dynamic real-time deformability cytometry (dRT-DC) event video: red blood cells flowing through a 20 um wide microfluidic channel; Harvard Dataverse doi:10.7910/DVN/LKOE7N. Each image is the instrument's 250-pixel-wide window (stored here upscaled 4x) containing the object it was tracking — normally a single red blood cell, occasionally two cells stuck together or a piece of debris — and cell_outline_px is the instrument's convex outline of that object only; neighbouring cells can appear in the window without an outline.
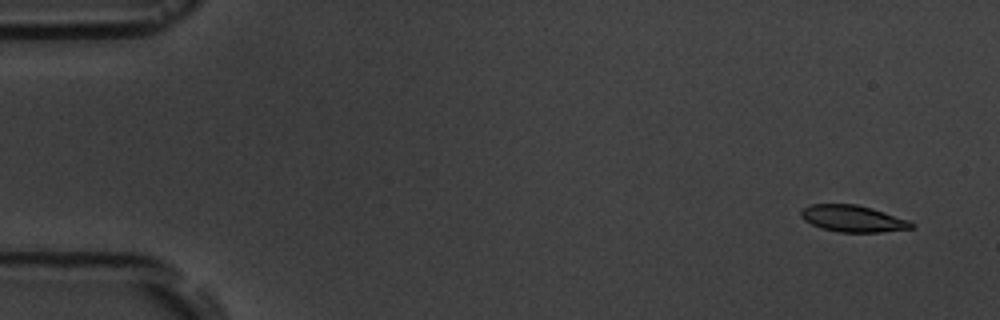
{"species": "common noctule bat (a hibernating species)", "species_latin": "Nyctalus noctula", "temperature_condition": "room temperature", "stored_images_in_passage": 5, "camera_frame_rate_fps": 3000, "um_per_image_px": 0.085, "animal": {"sex": "male", "body_mass_g": 19.5, "forearm_length_mm": 54.6}, "frame": {"image": 1, "passage_image": 1, "time_ms": 0.0, "image_size_px": [1000, 320], "cell_outline_px": [[916, 228], [880, 232], [836, 232], [820, 228], [804, 220], [800, 216], [800, 212], [804, 208], [812, 204], [856, 204], [872, 208], [908, 220], [916, 224]], "centroid_in_image_um": [72.51, 18.59], "position_along_channel_um": 12.5, "area_um2": 17.22}}